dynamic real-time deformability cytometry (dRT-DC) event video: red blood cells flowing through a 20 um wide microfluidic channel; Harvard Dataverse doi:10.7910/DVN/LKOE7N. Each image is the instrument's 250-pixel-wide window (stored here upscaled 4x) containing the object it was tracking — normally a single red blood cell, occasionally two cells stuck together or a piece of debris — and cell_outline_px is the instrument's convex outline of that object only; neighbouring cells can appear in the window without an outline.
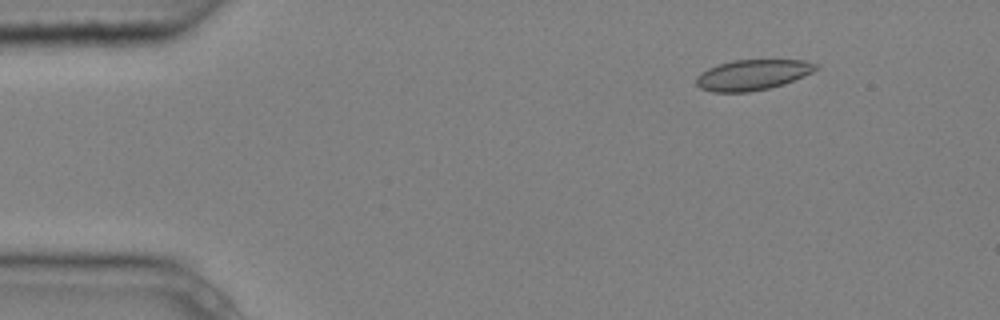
{"species": "common noctule bat (a hibernating species)", "species_latin": "Nyctalus noctula", "temperature_condition": "cold", "stored_images_in_passage": 6, "camera_frame_rate_fps": 3000, "um_per_image_px": 0.085, "animal": {"sex": "male", "body_mass_g": 20.4}, "frame": {"image": 1, "passage_image": 2, "time_ms": 0.333, "image_size_px": [1000, 320], "cell_outline_px": [[820, 68], [804, 76], [768, 88], [748, 92], [712, 92], [700, 88], [696, 84], [696, 76], [700, 72], [708, 68], [732, 60], [804, 60], [820, 64]], "centroid_in_image_um": [63.96, 6.35], "position_along_channel_um": 21.0, "area_um2": 21.21}}
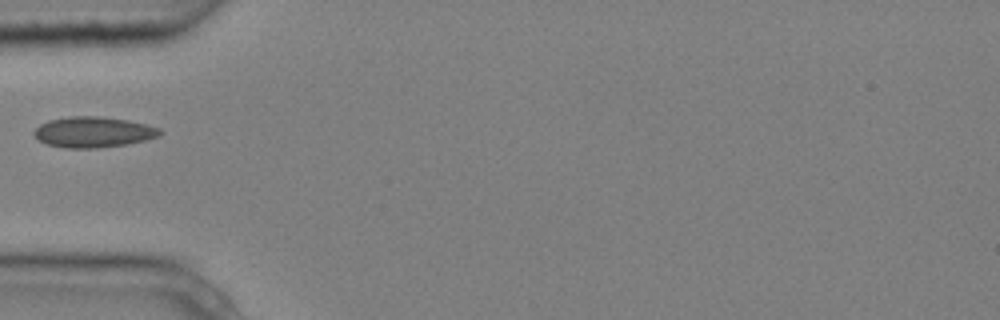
{"frame": {"image": 2, "passage_image": 5, "time_ms": 1.333, "image_size_px": [1000, 320], "cell_outline_px": [[164, 132], [160, 136], [144, 140], [124, 144], [96, 148], [68, 148], [48, 144], [40, 140], [32, 132], [40, 124], [48, 120], [72, 116], [100, 116], [128, 120], [148, 124], [160, 128]], "centroid_in_image_um": [7.97, 11.21], "position_along_channel_um": 77.0, "area_um2": 22.43}}
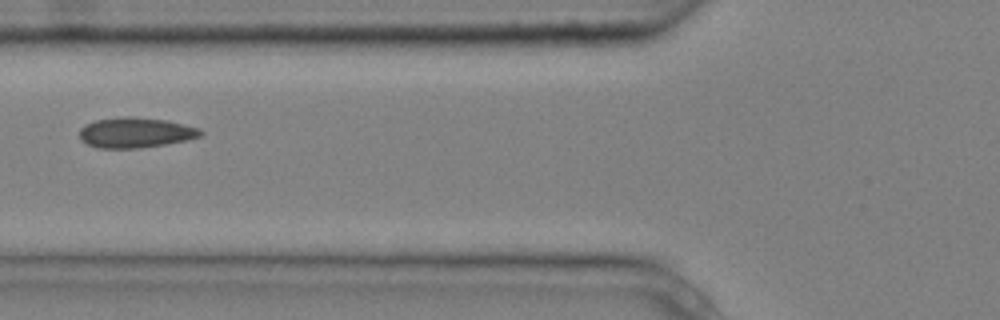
{"frame": {"image": 3, "passage_image": 6, "time_ms": 1.667, "image_size_px": [1000, 320], "cell_outline_px": [[204, 132], [200, 136], [184, 140], [164, 144], [140, 148], [100, 148], [88, 144], [80, 140], [80, 128], [84, 124], [96, 120], [124, 116], [128, 116], [168, 120], [200, 128]], "centroid_in_image_um": [11.5, 11.26], "position_along_channel_um": 114.3, "area_um2": 21.33}}